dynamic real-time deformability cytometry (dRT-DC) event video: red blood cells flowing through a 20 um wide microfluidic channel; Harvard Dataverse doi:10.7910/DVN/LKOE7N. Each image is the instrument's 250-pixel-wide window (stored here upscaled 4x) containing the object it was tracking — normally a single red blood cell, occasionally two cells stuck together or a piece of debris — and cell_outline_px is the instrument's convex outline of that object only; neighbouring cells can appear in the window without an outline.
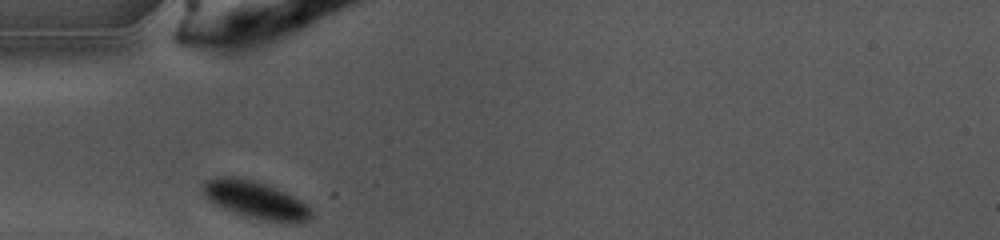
{"species": "common noctule bat (a hibernating species)", "species_latin": "Nyctalus noctula", "temperature_condition": "warm", "stored_images_in_passage": 4, "camera_frame_rate_fps": 3000, "um_per_image_px": 0.085, "animal": {"sex": "female", "body_mass_g": 10.0, "forearm_length_mm": 53.1}, "frame": {"image": 1, "passage_image": 1, "time_ms": 0.0, "image_size_px": [1000, 240], "cell_outline_px": [[312, 216], [308, 220], [268, 220], [252, 216], [224, 208], [212, 200], [204, 192], [204, 180], [216, 176], [232, 176], [268, 184], [300, 200], [312, 212]], "centroid_in_image_um": [21.69, 16.92], "position_along_channel_um": 63.3, "area_um2": 22.14}}
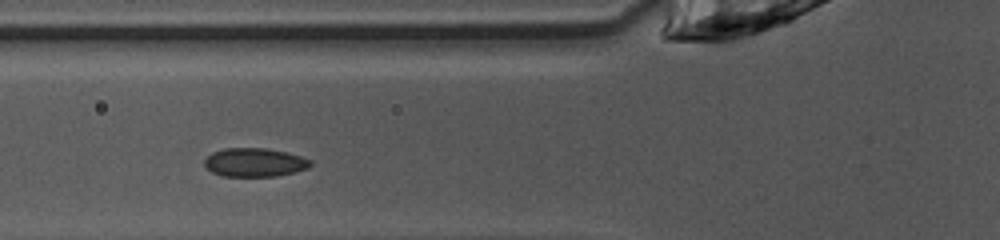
{"frame": {"image": 2, "passage_image": 4, "time_ms": 1.0, "image_size_px": [1000, 240], "cell_outline_px": [[312, 164], [308, 168], [296, 172], [276, 176], [220, 176], [204, 168], [204, 160], [212, 152], [224, 148], [264, 148], [288, 152], [312, 160]], "centroid_in_image_um": [21.63, 13.8], "position_along_channel_um": 104.2, "area_um2": 17.92}}